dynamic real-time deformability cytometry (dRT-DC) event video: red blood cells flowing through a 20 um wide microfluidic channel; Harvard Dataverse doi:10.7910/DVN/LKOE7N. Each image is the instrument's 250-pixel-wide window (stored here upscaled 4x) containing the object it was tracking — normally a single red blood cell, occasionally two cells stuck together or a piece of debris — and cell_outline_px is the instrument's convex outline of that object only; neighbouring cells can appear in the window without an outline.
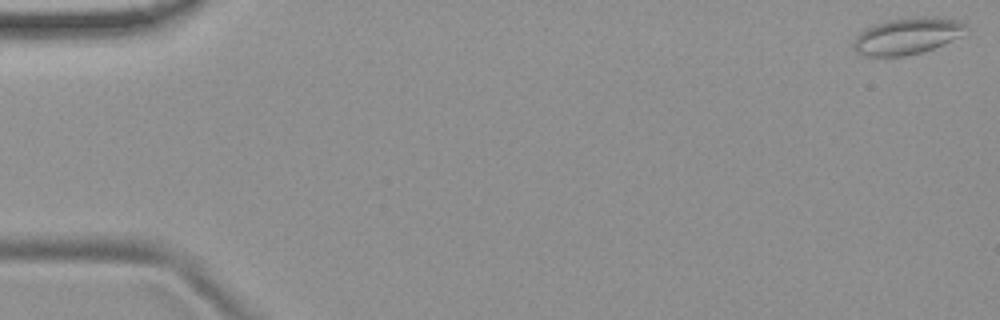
{"species": "common noctule bat (a hibernating species)", "species_latin": "Nyctalus noctula", "temperature_condition": "room temperature", "stored_images_in_passage": 6, "camera_frame_rate_fps": 3000, "um_per_image_px": 0.085, "animal": {"sex": "female", "body_mass_g": 19.9}, "frame": {"image": 1, "passage_image": 1, "time_ms": 0.0, "image_size_px": [1000, 320], "cell_outline_px": [[968, 28], [960, 36], [944, 44], [920, 52], [904, 56], [864, 56], [856, 52], [852, 48], [852, 44], [856, 36], [860, 32], [872, 24], [888, 20], [916, 16], [936, 16], [960, 20], [968, 24]], "centroid_in_image_um": [77.12, 3.04], "position_along_channel_um": 7.9, "area_um2": 24.33}}